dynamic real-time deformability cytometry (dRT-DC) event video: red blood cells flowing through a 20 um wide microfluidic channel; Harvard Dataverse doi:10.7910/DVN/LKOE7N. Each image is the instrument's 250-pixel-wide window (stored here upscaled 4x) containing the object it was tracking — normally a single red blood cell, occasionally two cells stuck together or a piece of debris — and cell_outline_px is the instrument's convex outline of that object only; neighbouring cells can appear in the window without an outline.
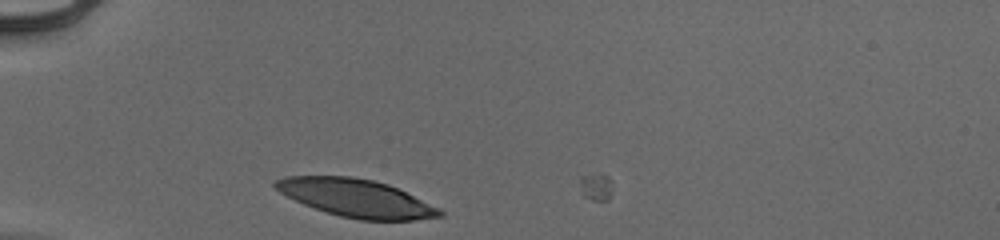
{"species": "human", "species_latin": "Homo sapiens", "temperature_condition": "cold", "stored_images_in_passage": 4, "camera_frame_rate_fps": 3000, "um_per_image_px": 0.085, "donor": {"sex": "male"}, "frame": {"image": 1, "passage_image": 3, "time_ms": 0.667, "image_size_px": [1000, 240], "cell_outline_px": [[444, 216], [416, 220], [360, 220], [340, 216], [304, 204], [280, 192], [272, 184], [276, 180], [288, 176], [352, 176], [372, 180], [388, 184], [440, 208], [444, 212]], "centroid_in_image_um": [30.31, 16.84], "position_along_channel_um": 54.7, "area_um2": 35.89}}